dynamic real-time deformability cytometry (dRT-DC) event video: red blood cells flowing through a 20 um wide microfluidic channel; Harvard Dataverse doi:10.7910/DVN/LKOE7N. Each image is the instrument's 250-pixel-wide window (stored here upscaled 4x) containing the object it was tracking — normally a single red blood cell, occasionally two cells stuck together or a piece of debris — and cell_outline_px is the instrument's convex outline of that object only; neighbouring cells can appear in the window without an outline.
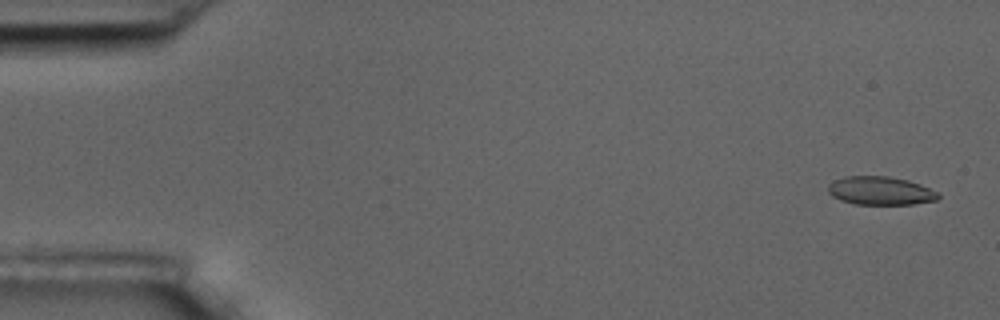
{"species": "common noctule bat (a hibernating species)", "species_latin": "Nyctalus noctula", "temperature_condition": "room temperature", "stored_images_in_passage": 56, "camera_frame_rate_fps": 3000, "um_per_image_px": 0.085, "animal": {"sex": "male", "body_mass_g": 17.5, "forearm_length_mm": 52.3}, "frame": {"image": 1, "passage_image": 3, "time_ms": 0.667, "image_size_px": [1000, 320], "cell_outline_px": [[940, 196], [936, 200], [912, 204], [856, 204], [840, 200], [832, 196], [828, 192], [828, 184], [844, 176], [888, 176], [908, 180], [920, 184], [936, 192]], "centroid_in_image_um": [74.81, 16.21], "position_along_channel_um": 10.2, "area_um2": 18.09}}
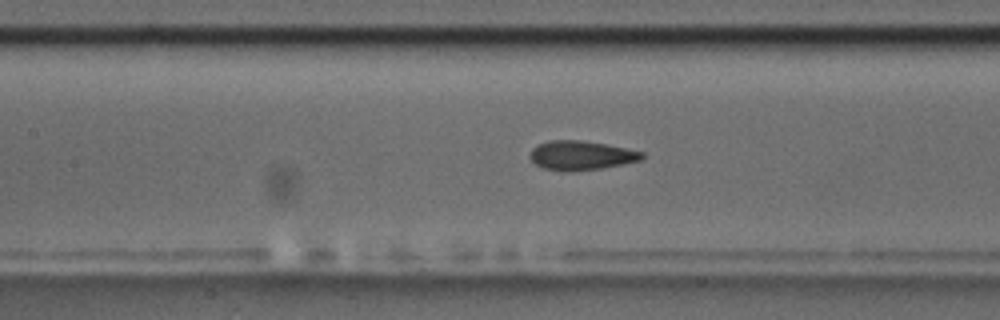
{"frame": {"image": 2, "passage_image": 26, "time_ms": 8.333, "image_size_px": [1000, 320], "cell_outline_px": [[644, 156], [640, 160], [600, 168], [568, 172], [564, 172], [544, 168], [536, 164], [532, 160], [532, 148], [548, 140], [580, 140], [608, 144], [644, 152]], "centroid_in_image_um": [49.41, 13.2], "position_along_channel_um": 158.0, "area_um2": 18.84}}
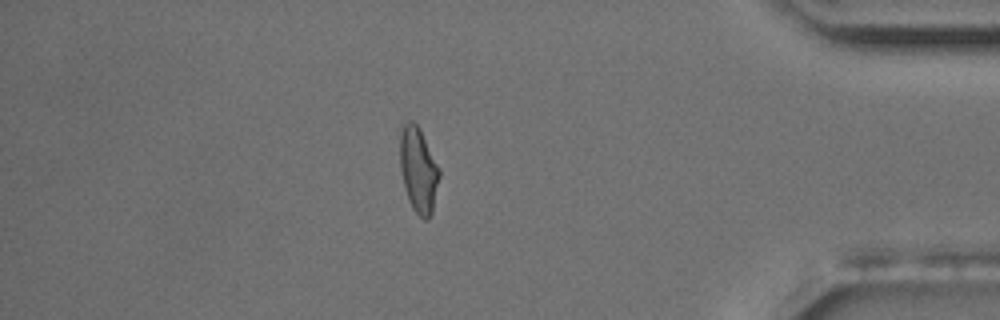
{"frame": {"image": 3, "passage_image": 49, "time_ms": 16.0, "image_size_px": [1000, 320], "cell_outline_px": [[440, 176], [432, 212], [428, 220], [424, 220], [412, 208], [408, 200], [400, 168], [400, 128], [408, 120], [412, 120], [420, 128], [440, 168]], "centroid_in_image_um": [35.57, 14.42], "position_along_channel_um": 399.6, "area_um2": 19.71}, "authors_computed_cell_mechanics": {"area_um2": 18.9295, "velocity_mm_per_s": 3.629, "shape_relaxation_time_tau1_ms": 4.7056, "shape_relaxation_time_tau2_ms": 1.4071, "deformation_change_tau1": 0.1498, "deformation_change_tau2": 0.085}}